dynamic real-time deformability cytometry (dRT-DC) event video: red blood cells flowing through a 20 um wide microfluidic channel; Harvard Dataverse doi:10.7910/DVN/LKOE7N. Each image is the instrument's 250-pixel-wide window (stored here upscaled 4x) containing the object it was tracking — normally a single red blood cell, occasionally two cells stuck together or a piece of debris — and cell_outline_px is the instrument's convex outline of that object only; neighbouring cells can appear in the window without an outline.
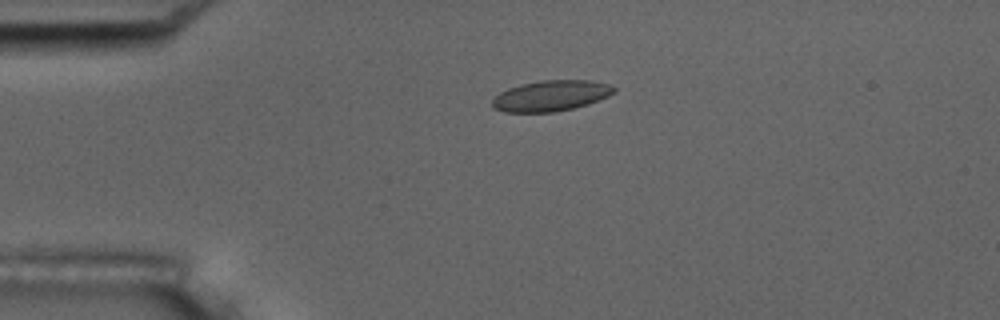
{"species": "common noctule bat (a hibernating species)", "species_latin": "Nyctalus noctula", "temperature_condition": "room temperature", "stored_images_in_passage": 5, "camera_frame_rate_fps": 3000, "um_per_image_px": 0.085, "animal": {"sex": "male", "body_mass_g": 17.5, "forearm_length_mm": 52.3}, "frame": {"image": 1, "passage_image": 4, "time_ms": 1.0, "image_size_px": [1000, 320], "cell_outline_px": [[616, 88], [608, 96], [588, 104], [556, 112], [504, 112], [492, 108], [492, 100], [500, 92], [508, 88], [520, 84], [544, 80], [592, 80], [608, 84]], "centroid_in_image_um": [46.79, 8.14], "position_along_channel_um": 38.2, "area_um2": 21.73}}